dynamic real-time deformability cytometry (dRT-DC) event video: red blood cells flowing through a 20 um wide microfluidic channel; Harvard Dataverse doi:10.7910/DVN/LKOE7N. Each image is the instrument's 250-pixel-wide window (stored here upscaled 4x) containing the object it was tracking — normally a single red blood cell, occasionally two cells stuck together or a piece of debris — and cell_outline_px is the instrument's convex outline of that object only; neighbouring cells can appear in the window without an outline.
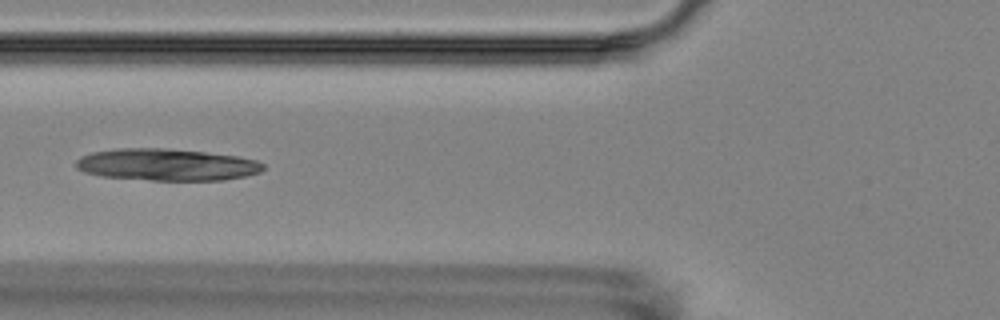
{"species": "Egyptian fruit bat (a non-hibernating species)", "species_latin": "Rousettus aegyptiacus", "temperature_condition": "room temperature", "stored_images_in_passage": 5, "camera_frame_rate_fps": 3000, "um_per_image_px": 0.085, "animal": {"sex": "female"}, "frame": {"image": 1, "passage_image": 5, "time_ms": 4.333, "image_size_px": [1000, 320], "cell_outline_px": [[264, 168], [260, 172], [244, 176], [224, 180], [152, 180], [100, 176], [84, 172], [76, 168], [76, 160], [80, 156], [92, 152], [116, 148], [168, 148], [240, 156], [256, 160], [264, 164]], "centroid_in_image_um": [14.15, 13.99], "position_along_channel_um": 111.6, "area_um2": 34.97}}